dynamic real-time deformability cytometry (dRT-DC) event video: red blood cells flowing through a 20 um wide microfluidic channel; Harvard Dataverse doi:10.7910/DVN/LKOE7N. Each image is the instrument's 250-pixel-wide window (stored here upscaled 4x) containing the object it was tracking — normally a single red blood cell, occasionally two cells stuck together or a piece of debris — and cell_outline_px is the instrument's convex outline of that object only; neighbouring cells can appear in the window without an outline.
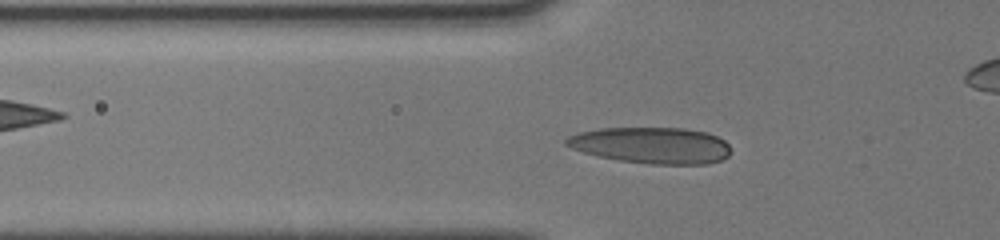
{"species": "human", "species_latin": "Homo sapiens", "temperature_condition": "cold", "stored_images_in_passage": 31, "camera_frame_rate_fps": 3000, "um_per_image_px": 0.085, "donor": {"sex": "male"}, "frame": {"image": 1, "passage_image": 16, "time_ms": 4.333, "image_size_px": [1000, 240], "cell_outline_px": [[732, 152], [728, 156], [720, 160], [708, 164], [652, 164], [620, 160], [600, 156], [584, 152], [572, 148], [564, 144], [564, 140], [568, 136], [576, 132], [600, 128], [684, 128], [708, 132], [724, 140], [728, 144]], "centroid_in_image_um": [55.38, 12.34], "position_along_channel_um": 70.4, "area_um2": 34.91}}
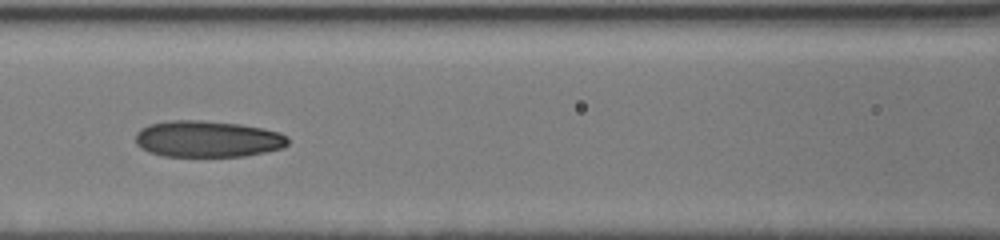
{"frame": {"image": 2, "passage_image": 23, "time_ms": 6.333, "image_size_px": [1000, 240], "cell_outline_px": [[288, 144], [284, 148], [244, 156], [164, 156], [148, 152], [140, 148], [136, 144], [136, 132], [140, 128], [148, 124], [168, 120], [200, 120], [240, 124], [264, 128], [280, 132], [288, 136]], "centroid_in_image_um": [17.63, 11.8], "position_along_channel_um": 149.0, "area_um2": 32.71}}
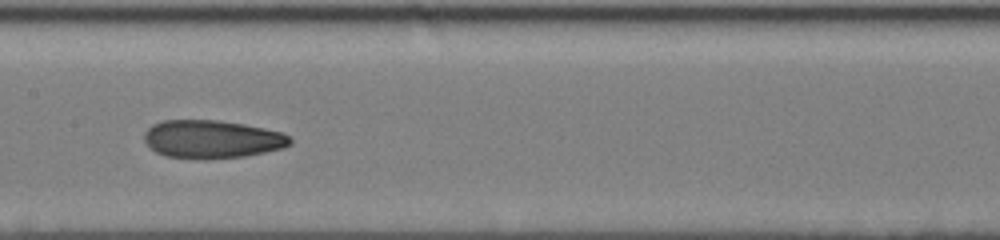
{"frame": {"image": 3, "passage_image": 30, "time_ms": 7.333, "image_size_px": [1000, 240], "cell_outline_px": [[292, 144], [284, 148], [244, 156], [204, 160], [200, 160], [164, 156], [156, 152], [144, 140], [144, 132], [152, 124], [164, 120], [216, 120], [244, 124], [284, 132], [292, 140]], "centroid_in_image_um": [18.02, 11.84], "position_along_channel_um": 189.4, "area_um2": 32.71}}